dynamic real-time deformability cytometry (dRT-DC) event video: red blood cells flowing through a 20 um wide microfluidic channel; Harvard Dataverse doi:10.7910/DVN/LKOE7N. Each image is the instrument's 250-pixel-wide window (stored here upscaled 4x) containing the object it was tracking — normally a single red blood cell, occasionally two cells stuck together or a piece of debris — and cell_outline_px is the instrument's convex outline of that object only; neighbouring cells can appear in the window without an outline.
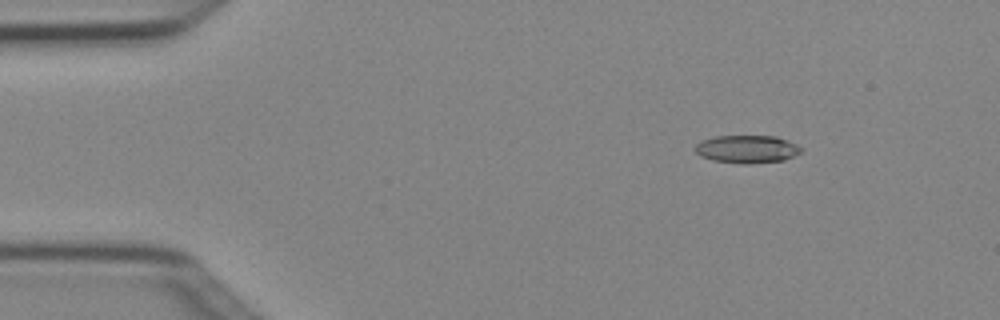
{"species": "Egyptian fruit bat (a non-hibernating species)", "species_latin": "Rousettus aegyptiacus", "temperature_condition": "cold", "stored_images_in_passage": 5, "camera_frame_rate_fps": 3000, "um_per_image_px": 0.085, "animal": {"sex": "female"}, "frame": {"image": 1, "passage_image": 2, "time_ms": 0.333, "image_size_px": [1000, 320], "cell_outline_px": [[804, 148], [800, 152], [784, 160], [748, 164], [740, 164], [712, 160], [700, 156], [692, 148], [700, 140], [716, 136], [776, 136], [788, 140]], "centroid_in_image_um": [63.46, 12.67], "position_along_channel_um": 21.5, "area_um2": 17.4}}
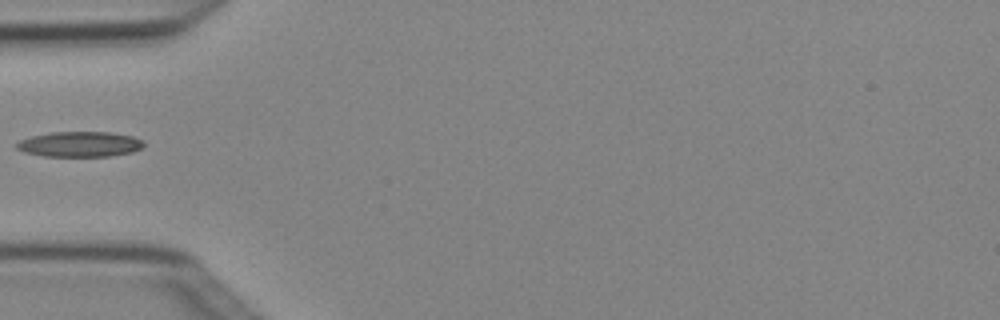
{"frame": {"image": 2, "passage_image": 5, "time_ms": 1.333, "image_size_px": [1000, 320], "cell_outline_px": [[144, 144], [140, 148], [132, 152], [108, 156], [44, 156], [24, 152], [16, 148], [16, 144], [20, 140], [32, 136], [52, 132], [108, 132], [132, 136], [144, 140]], "centroid_in_image_um": [6.78, 12.25], "position_along_channel_um": 78.2, "area_um2": 18.61}}